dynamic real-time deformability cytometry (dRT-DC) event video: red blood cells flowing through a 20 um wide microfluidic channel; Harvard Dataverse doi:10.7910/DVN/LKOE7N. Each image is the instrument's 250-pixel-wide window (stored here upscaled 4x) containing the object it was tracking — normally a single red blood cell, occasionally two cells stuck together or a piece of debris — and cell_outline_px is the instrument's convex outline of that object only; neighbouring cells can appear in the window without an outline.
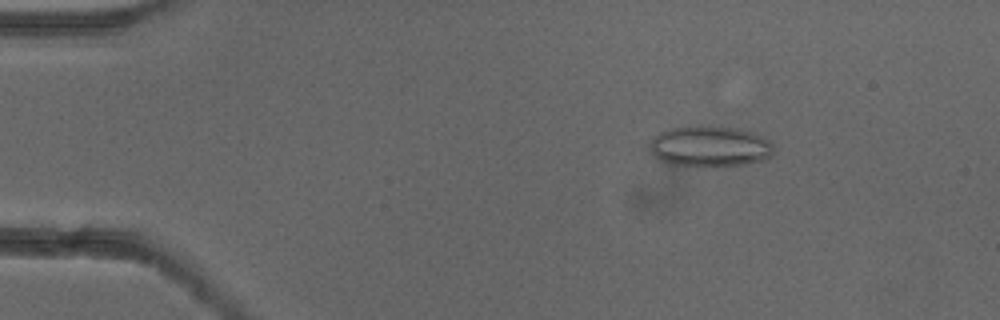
{"species": "common noctule bat (a hibernating species)", "species_latin": "Nyctalus noctula", "temperature_condition": "cold", "stored_images_in_passage": 53, "camera_frame_rate_fps": 3000, "um_per_image_px": 0.085, "animal": {"sex": "female"}, "frame": {"image": 1, "passage_image": 8, "time_ms": 2.333, "image_size_px": [1000, 320], "cell_outline_px": [[776, 148], [772, 156], [764, 160], [744, 164], [712, 168], [696, 168], [672, 164], [660, 160], [652, 152], [652, 136], [668, 128], [696, 124], [704, 124], [736, 128], [752, 132], [768, 140]], "centroid_in_image_um": [60.36, 12.45], "position_along_channel_um": 24.6, "area_um2": 30.46}}
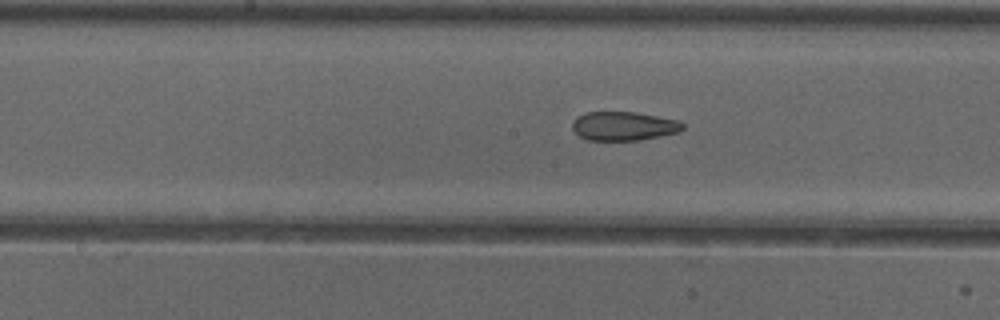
{"frame": {"image": 2, "passage_image": 27, "time_ms": 8.667, "image_size_px": [1000, 320], "cell_outline_px": [[684, 128], [680, 132], [636, 140], [588, 140], [580, 136], [572, 128], [572, 124], [576, 116], [588, 112], [636, 112], [680, 120], [684, 124]], "centroid_in_image_um": [53.03, 10.7], "position_along_channel_um": 195.2, "area_um2": 18.55}}
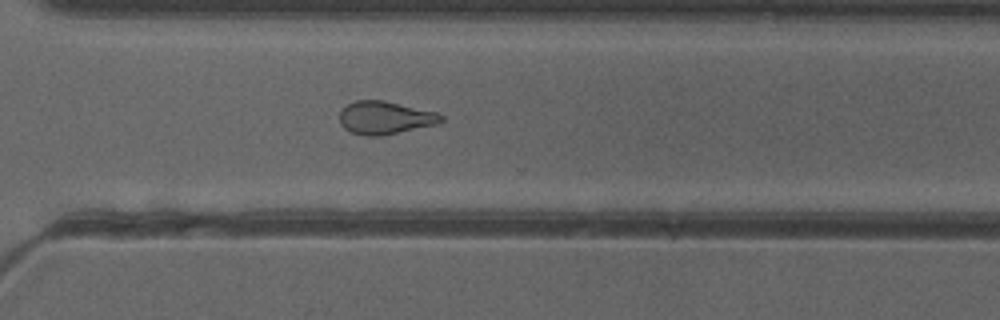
{"frame": {"image": 3, "passage_image": 38, "time_ms": 12.333, "image_size_px": [1000, 320], "cell_outline_px": [[444, 120], [436, 124], [380, 136], [368, 136], [352, 132], [344, 128], [340, 124], [340, 112], [348, 104], [356, 100], [384, 100], [436, 112], [444, 116]], "centroid_in_image_um": [32.73, 10.0], "position_along_channel_um": 337.9, "area_um2": 19.31}, "authors_computed_cell_mechanics": {"area_um2": 20.8658, "velocity_mm_per_s": 3.9116, "shape_relaxation_time_tau1_ms": null, "shape_relaxation_time_tau2_ms": 2.3174, "deformation_change_tau1": null, "deformation_change_tau2": 0.0984}}